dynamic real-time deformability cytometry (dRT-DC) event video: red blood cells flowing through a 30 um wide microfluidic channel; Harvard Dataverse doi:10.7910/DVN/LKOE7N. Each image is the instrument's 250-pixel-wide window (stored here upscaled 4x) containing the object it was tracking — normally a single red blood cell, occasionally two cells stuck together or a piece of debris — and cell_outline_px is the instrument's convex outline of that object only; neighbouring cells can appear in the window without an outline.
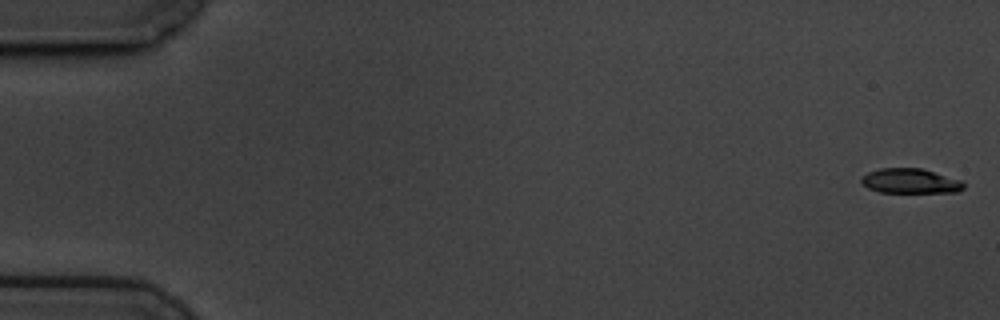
{"species": "common noctule bat (a hibernating species)", "species_latin": "Nyctalus noctula", "temperature_condition": "cold", "stored_images_in_passage": 58, "camera_frame_rate_fps": 3000, "um_per_image_px": 0.085, "animal": {"sex": "male", "body_mass_g": 19.5, "forearm_length_mm": 54.6}, "frame": {"image": 1, "passage_image": 1, "time_ms": 0.0, "image_size_px": [1000, 320], "cell_outline_px": [[964, 188], [960, 192], [880, 192], [868, 188], [860, 180], [860, 176], [868, 172], [880, 168], [920, 168], [960, 180], [964, 184]], "centroid_in_image_um": [77.35, 15.39], "position_along_channel_um": 7.7, "area_um2": 14.68}}
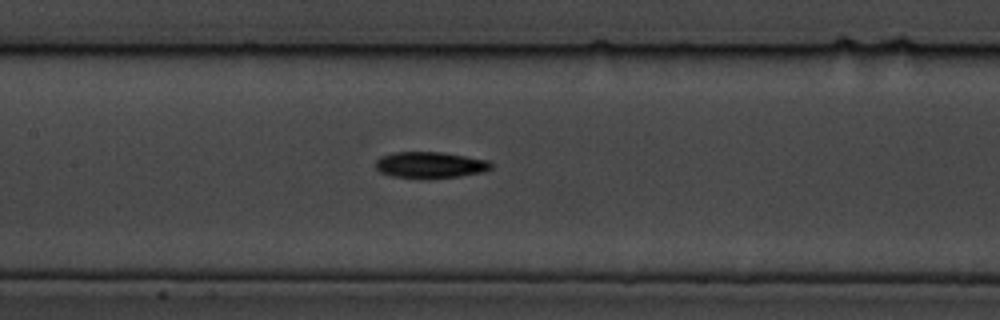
{"frame": {"image": 2, "passage_image": 28, "time_ms": 9.0, "image_size_px": [1000, 320], "cell_outline_px": [[492, 168], [484, 172], [460, 176], [392, 176], [380, 172], [376, 168], [376, 160], [380, 156], [396, 152], [440, 152], [488, 160], [492, 164]], "centroid_in_image_um": [36.58, 13.98], "position_along_channel_um": 170.8, "area_um2": 16.99}}
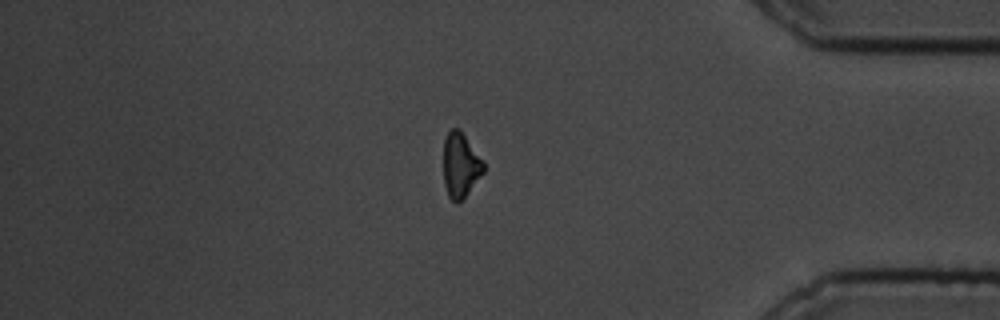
{"frame": {"image": 3, "passage_image": 50, "time_ms": 16.333, "image_size_px": [1000, 320], "cell_outline_px": [[484, 172], [468, 192], [456, 204], [448, 196], [444, 184], [444, 140], [448, 132], [452, 128], [460, 128], [484, 164]], "centroid_in_image_um": [39.12, 14.03], "position_along_channel_um": 396.1, "area_um2": 14.85}}